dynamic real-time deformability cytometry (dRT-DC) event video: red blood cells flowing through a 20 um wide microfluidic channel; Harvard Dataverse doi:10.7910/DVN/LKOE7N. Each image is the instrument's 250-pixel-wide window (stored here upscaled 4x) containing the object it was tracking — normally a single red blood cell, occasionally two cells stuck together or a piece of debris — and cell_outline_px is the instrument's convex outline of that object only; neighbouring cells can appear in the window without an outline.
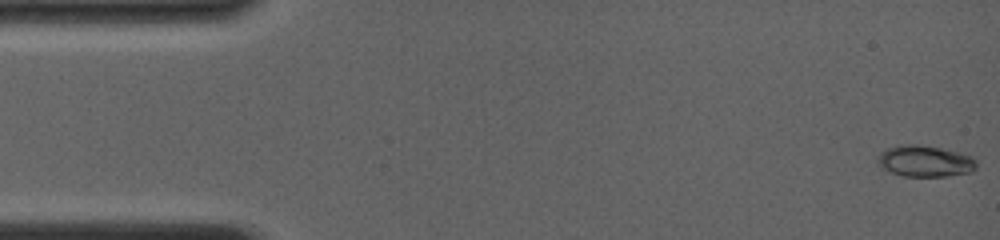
{"species": "common noctule bat (a hibernating species)", "species_latin": "Nyctalus noctula", "temperature_condition": "room temperature", "stored_images_in_passage": 71, "camera_frame_rate_fps": 4000, "um_per_image_px": 0.085, "animal": {"sex": "female", "body_mass_g": 19.0, "forearm_length_mm": 56.7}, "frame": {"image": 1, "passage_image": 1, "time_ms": 0.0, "image_size_px": [1000, 240], "cell_outline_px": [[976, 168], [972, 172], [948, 176], [904, 176], [880, 168], [876, 160], [880, 152], [888, 148], [900, 144], [916, 144], [940, 148], [972, 156], [976, 160]], "centroid_in_image_um": [78.6, 13.7], "position_along_channel_um": 6.4, "area_um2": 18.09}}
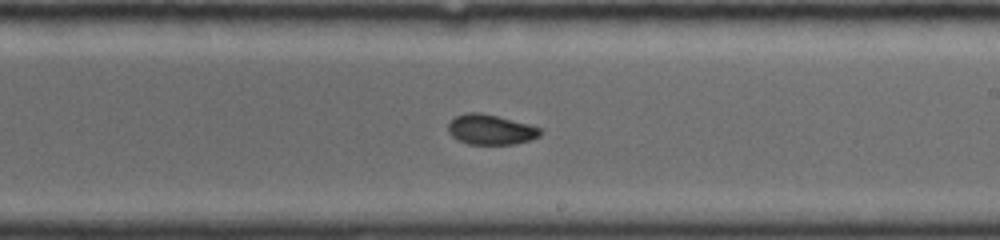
{"frame": {"image": 2, "passage_image": 41, "time_ms": 9.0, "image_size_px": [1000, 240], "cell_outline_px": [[544, 132], [540, 136], [516, 144], [468, 144], [452, 136], [448, 132], [448, 124], [456, 116], [464, 112], [480, 112], [528, 124], [540, 128]], "centroid_in_image_um": [41.71, 11.01], "position_along_channel_um": 247.3, "area_um2": 16.07}}
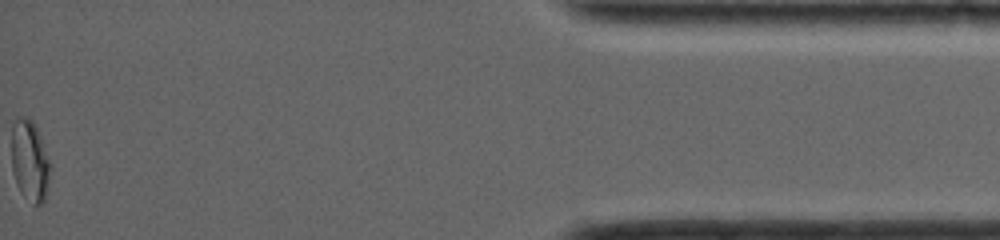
{"frame": {"image": 3, "passage_image": 71, "time_ms": 15.5, "image_size_px": [1000, 240], "cell_outline_px": [[52, 168], [48, 188], [44, 204], [36, 204], [20, 192], [16, 184], [12, 168], [12, 124], [20, 116], [28, 116], [32, 120], [40, 136], [52, 164]], "centroid_in_image_um": [2.56, 13.67], "position_along_channel_um": 432.6, "area_um2": 18.55}}